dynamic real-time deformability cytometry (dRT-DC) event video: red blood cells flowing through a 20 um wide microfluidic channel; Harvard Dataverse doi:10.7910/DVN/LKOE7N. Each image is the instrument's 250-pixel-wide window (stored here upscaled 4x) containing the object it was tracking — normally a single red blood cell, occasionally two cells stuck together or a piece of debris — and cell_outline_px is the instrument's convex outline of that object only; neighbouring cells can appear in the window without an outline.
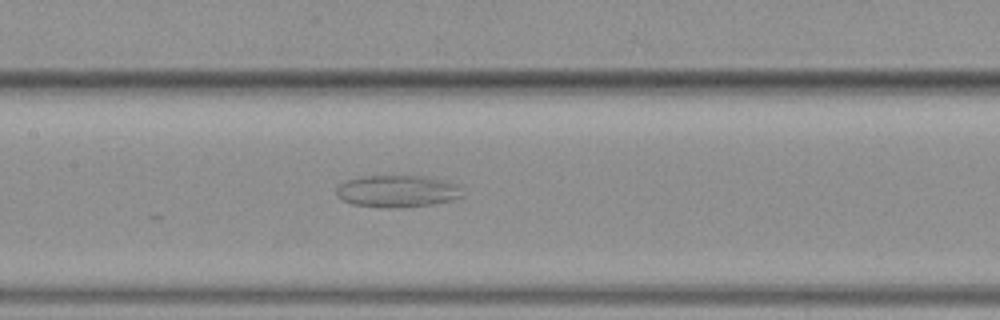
{"species": "common noctule bat (a hibernating species)", "species_latin": "Nyctalus noctula", "temperature_condition": "warm", "stored_images_in_passage": 37, "camera_frame_rate_fps": 3000, "um_per_image_px": 0.085, "animal": {"sex": "female", "body_mass_g": 19.3, "forearm_length_mm": 54.1}, "frame": {"image": 1, "passage_image": 32, "time_ms": 10.333, "image_size_px": [1000, 320], "cell_outline_px": [[464, 196], [452, 200], [432, 204], [400, 208], [380, 208], [352, 204], [336, 196], [336, 188], [344, 180], [360, 176], [424, 176], [448, 180], [460, 184]], "centroid_in_image_um": [33.8, 16.25], "position_along_channel_um": 173.6, "area_um2": 24.1}}
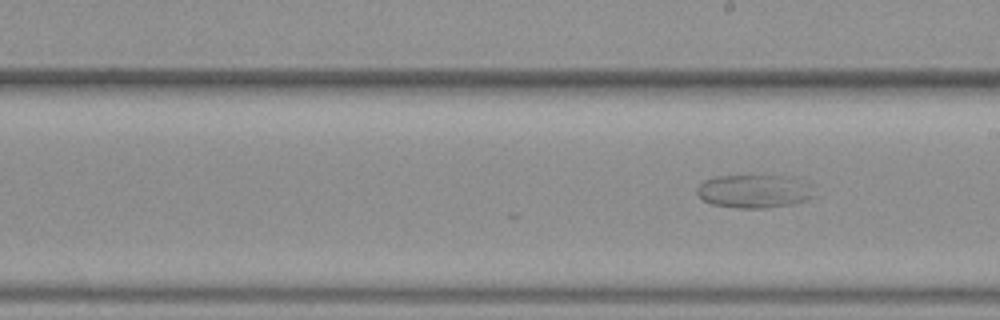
{"frame": {"image": 2, "passage_image": 37, "time_ms": 12.0, "image_size_px": [1000, 320], "cell_outline_px": [[816, 196], [808, 200], [792, 204], [764, 208], [736, 208], [712, 204], [704, 200], [696, 192], [696, 188], [704, 180], [716, 176], [784, 176], [800, 180], [812, 184]], "centroid_in_image_um": [64.15, 16.26], "position_along_channel_um": 224.9, "area_um2": 22.89}}